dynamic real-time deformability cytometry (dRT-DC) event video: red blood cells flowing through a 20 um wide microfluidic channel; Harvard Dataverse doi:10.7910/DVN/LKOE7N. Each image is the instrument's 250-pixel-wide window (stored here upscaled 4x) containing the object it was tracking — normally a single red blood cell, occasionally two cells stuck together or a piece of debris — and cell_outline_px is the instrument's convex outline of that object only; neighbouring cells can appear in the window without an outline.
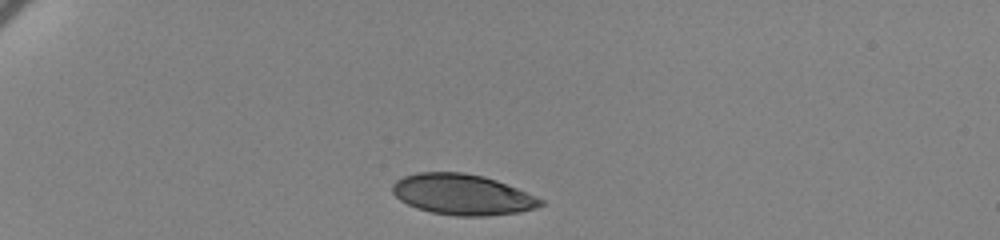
{"species": "human", "species_latin": "Homo sapiens", "temperature_condition": "cold", "stored_images_in_passage": 38, "camera_frame_rate_fps": 3000, "um_per_image_px": 0.085, "donor": {"sex": "female"}, "frame": {"image": 1, "passage_image": 1, "time_ms": 0.0, "image_size_px": [1000, 240], "cell_outline_px": [[544, 204], [536, 208], [520, 212], [488, 216], [456, 216], [432, 212], [416, 208], [400, 200], [392, 192], [392, 184], [396, 180], [404, 176], [416, 172], [464, 172], [484, 176], [496, 180], [516, 188], [544, 200]], "centroid_in_image_um": [39.29, 16.53], "position_along_channel_um": 45.7, "area_um2": 35.2}}
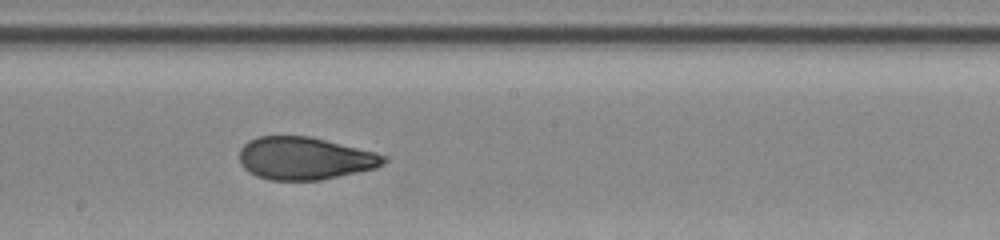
{"frame": {"image": 2, "passage_image": 21, "time_ms": 6.667, "image_size_px": [1000, 240], "cell_outline_px": [[388, 160], [384, 164], [376, 168], [320, 180], [268, 180], [256, 176], [248, 172], [240, 164], [240, 148], [248, 140], [256, 136], [308, 136], [376, 152], [388, 156]], "centroid_in_image_um": [25.89, 13.46], "position_along_channel_um": 222.3, "area_um2": 36.01}}
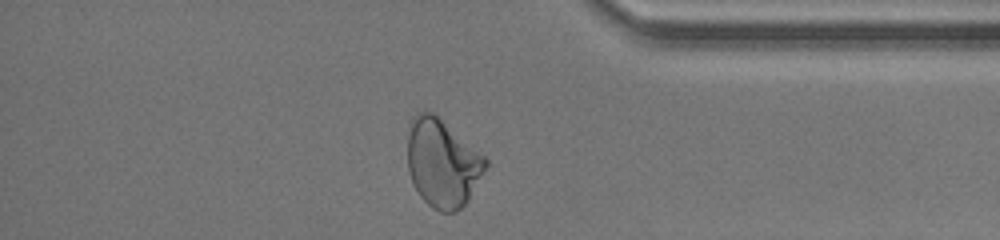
{"frame": {"image": 3, "passage_image": 37, "time_ms": 12.0, "image_size_px": [1000, 240], "cell_outline_px": [[488, 164], [468, 200], [456, 212], [440, 212], [432, 208], [420, 196], [412, 184], [408, 172], [408, 136], [412, 116], [416, 112], [432, 112], [484, 156], [488, 160]], "centroid_in_image_um": [37.58, 13.89], "position_along_channel_um": 397.6, "area_um2": 39.65}, "authors_computed_cell_mechanics": {"area_um2": 36.6452, "velocity_mm_per_s": 3.4345, "shape_relaxation_time_tau1_ms": 6.651, "shape_relaxation_time_tau2_ms": 1.086, "deformation_change_tau1": 0.1746, "deformation_change_tau2": 0.0647}}